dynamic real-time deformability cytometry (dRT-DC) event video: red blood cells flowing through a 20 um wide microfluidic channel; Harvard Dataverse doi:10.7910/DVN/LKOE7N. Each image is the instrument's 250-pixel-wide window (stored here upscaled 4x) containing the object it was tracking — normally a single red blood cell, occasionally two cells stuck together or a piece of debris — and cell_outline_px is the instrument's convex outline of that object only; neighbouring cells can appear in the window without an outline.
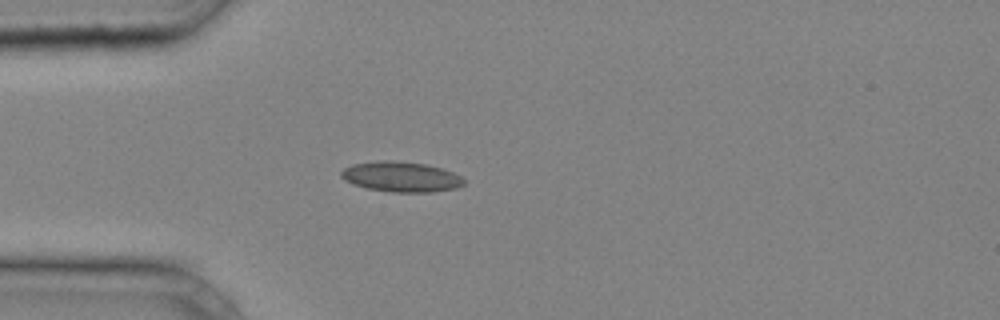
{"species": "common noctule bat (a hibernating species)", "species_latin": "Nyctalus noctula", "temperature_condition": "cold", "stored_images_in_passage": 30, "camera_frame_rate_fps": 3000, "um_per_image_px": 0.085, "animal": {"sex": "male", "body_mass_g": 20.4}, "frame": {"image": 1, "passage_image": 1, "time_ms": 0.0, "image_size_px": [1000, 320], "cell_outline_px": [[464, 184], [456, 188], [432, 192], [392, 192], [368, 188], [352, 184], [344, 180], [340, 176], [340, 172], [344, 168], [352, 164], [384, 160], [392, 160], [428, 164], [452, 172], [460, 176], [464, 180]], "centroid_in_image_um": [34.07, 15.02], "position_along_channel_um": 50.9, "area_um2": 21.62}}
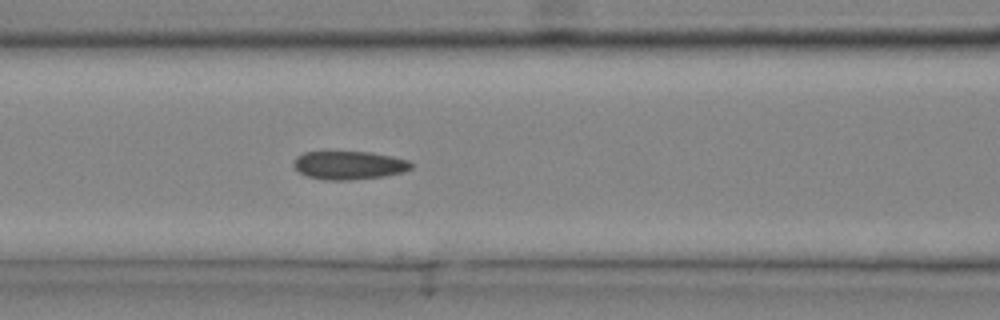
{"frame": {"image": 2, "passage_image": 7, "time_ms": 2.0, "image_size_px": [1000, 320], "cell_outline_px": [[412, 168], [404, 172], [384, 176], [352, 180], [324, 180], [308, 176], [300, 172], [292, 164], [296, 156], [304, 152], [372, 152], [392, 156], [408, 160], [412, 164]], "centroid_in_image_um": [29.68, 14.04], "position_along_channel_um": 136.9, "area_um2": 19.48}}
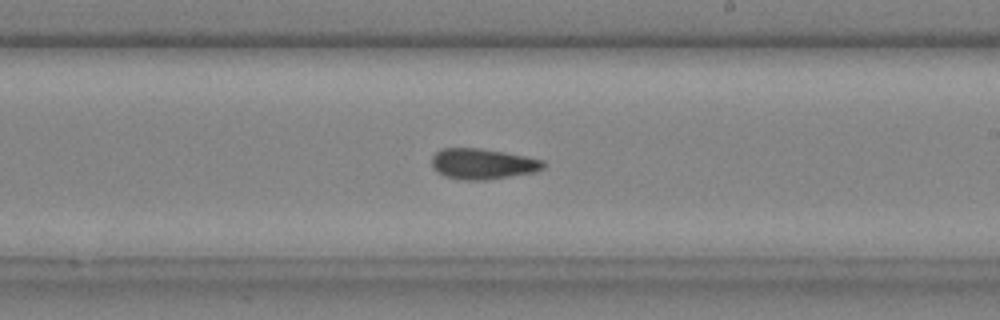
{"frame": {"image": 3, "passage_image": 14, "time_ms": 4.333, "image_size_px": [1000, 320], "cell_outline_px": [[548, 164], [544, 168], [532, 172], [484, 180], [464, 180], [444, 176], [436, 172], [432, 168], [432, 156], [440, 148], [480, 148], [504, 152], [544, 160]], "centroid_in_image_um": [40.99, 13.92], "position_along_channel_um": 248.0, "area_um2": 19.94}}